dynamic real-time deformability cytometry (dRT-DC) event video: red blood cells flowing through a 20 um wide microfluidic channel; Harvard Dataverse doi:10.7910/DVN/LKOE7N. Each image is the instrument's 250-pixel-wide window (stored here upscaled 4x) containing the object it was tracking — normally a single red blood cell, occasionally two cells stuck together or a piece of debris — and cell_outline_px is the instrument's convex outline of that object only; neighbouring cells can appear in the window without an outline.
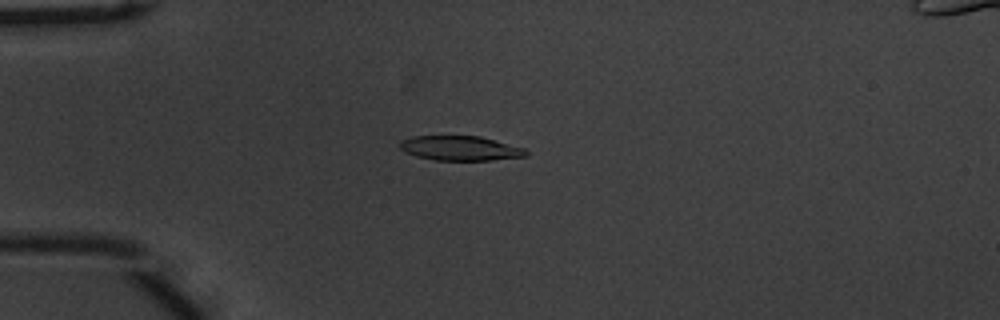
{"species": "common noctule bat (a hibernating species)", "species_latin": "Nyctalus noctula", "temperature_condition": "warm", "stored_images_in_passage": 41, "camera_frame_rate_fps": 3000, "um_per_image_px": 0.085, "animal": {"sex": "male", "body_mass_g": 20.1, "forearm_length_mm": 53.5}, "frame": {"image": 1, "passage_image": 1, "time_ms": 0.0, "image_size_px": [1000, 320], "cell_outline_px": [[528, 156], [492, 160], [436, 160], [416, 156], [404, 152], [400, 148], [400, 140], [412, 136], [480, 136], [524, 148], [528, 152]], "centroid_in_image_um": [39.11, 12.6], "position_along_channel_um": 45.9, "area_um2": 18.09}}
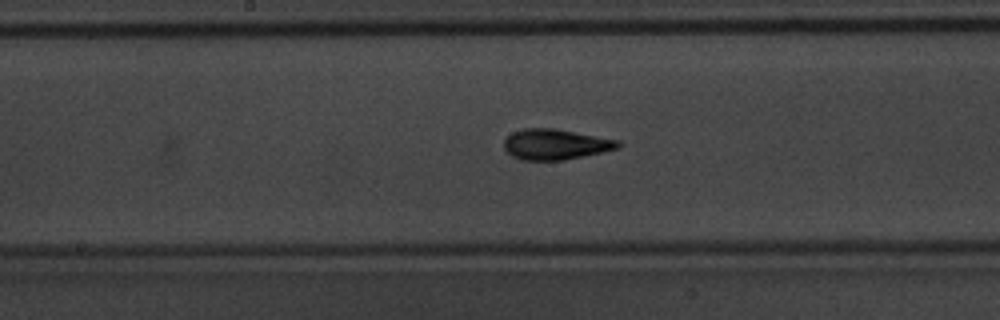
{"frame": {"image": 2, "passage_image": 15, "time_ms": 4.667, "image_size_px": [1000, 320], "cell_outline_px": [[620, 148], [604, 152], [564, 160], [520, 160], [512, 156], [504, 148], [504, 140], [512, 132], [524, 128], [556, 128], [620, 140]], "centroid_in_image_um": [47.23, 12.27], "position_along_channel_um": 201.0, "area_um2": 20.52}}
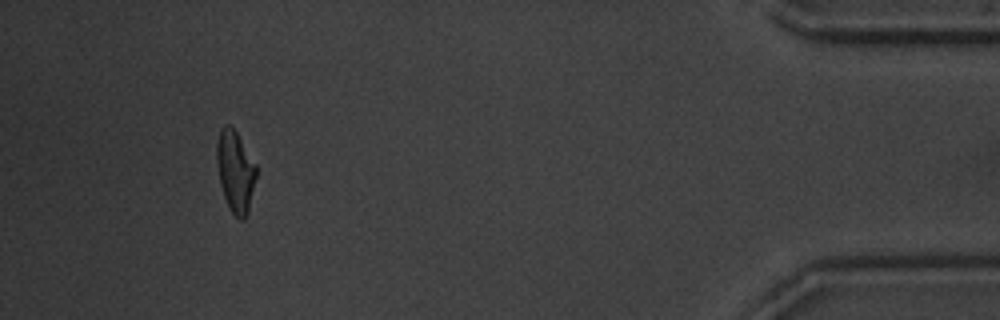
{"frame": {"image": 3, "passage_image": 37, "time_ms": 12.0, "image_size_px": [1000, 320], "cell_outline_px": [[256, 176], [248, 212], [244, 220], [240, 220], [228, 208], [220, 184], [216, 164], [216, 144], [220, 128], [224, 124], [228, 124], [236, 132], [256, 164]], "centroid_in_image_um": [19.98, 14.56], "position_along_channel_um": 415.2, "area_um2": 18.79}, "authors_computed_cell_mechanics": {"area_um2": 19.074, "velocity_mm_per_s": 3.767, "shape_relaxation_time_tau1_ms": 3.6559, "shape_relaxation_time_tau2_ms": 1.7462, "deformation_change_tau1": 0.1718, "deformation_change_tau2": 0.0785}}